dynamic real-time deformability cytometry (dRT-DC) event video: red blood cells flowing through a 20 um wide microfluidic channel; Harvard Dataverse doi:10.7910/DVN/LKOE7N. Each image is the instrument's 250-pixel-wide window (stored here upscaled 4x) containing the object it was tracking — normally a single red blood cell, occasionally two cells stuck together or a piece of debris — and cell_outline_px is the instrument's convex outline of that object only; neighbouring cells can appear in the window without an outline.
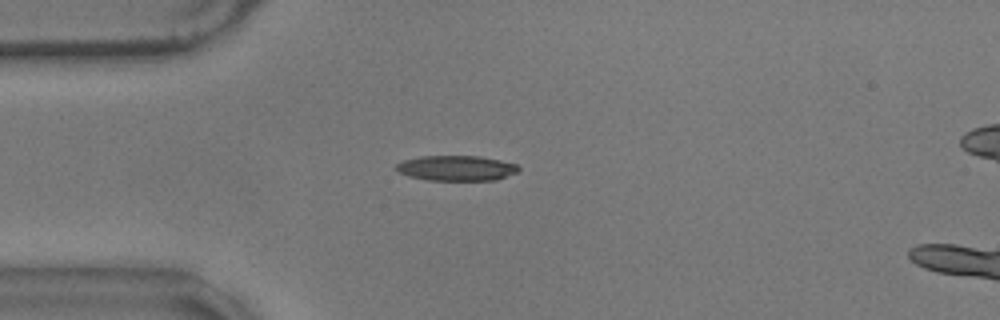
{"species": "common noctule bat (a hibernating species)", "species_latin": "Nyctalus noctula", "temperature_condition": "warm", "stored_images_in_passage": 47, "camera_frame_rate_fps": 3000, "um_per_image_px": 0.085, "animal": {"sex": "male", "body_mass_g": 17.9}, "frame": {"image": 1, "passage_image": 3, "time_ms": 0.667, "image_size_px": [1000, 320], "cell_outline_px": [[520, 168], [516, 172], [496, 180], [428, 180], [408, 176], [392, 168], [396, 164], [404, 160], [420, 156], [480, 156], [500, 160], [516, 164]], "centroid_in_image_um": [38.76, 14.29], "position_along_channel_um": 46.2, "area_um2": 17.98}}
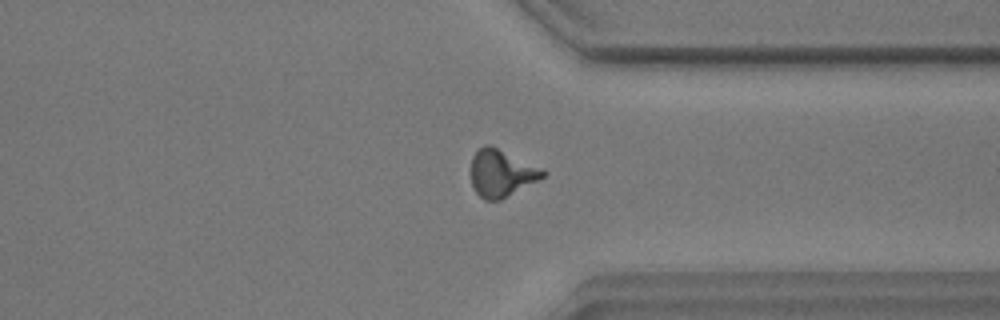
{"frame": {"image": 2, "passage_image": 32, "time_ms": 10.333, "image_size_px": [1000, 320], "cell_outline_px": [[548, 172], [544, 176], [500, 200], [484, 200], [476, 192], [472, 184], [472, 156], [484, 144], [492, 144], [544, 168]], "centroid_in_image_um": [42.64, 14.68], "position_along_channel_um": 368.8, "area_um2": 19.83}}
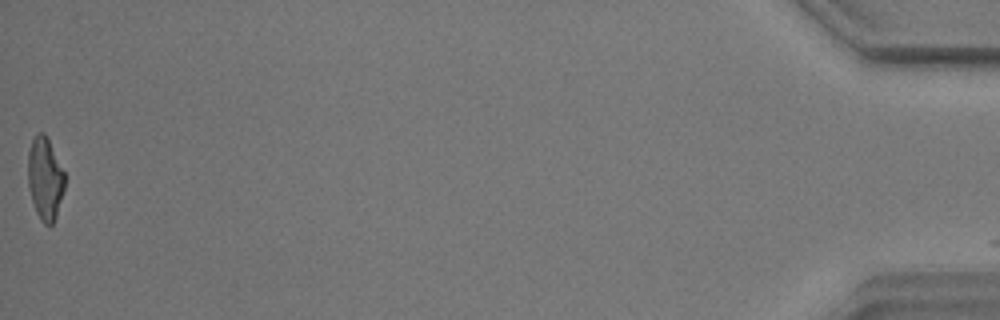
{"frame": {"image": 3, "passage_image": 46, "time_ms": 15.0, "image_size_px": [1000, 320], "cell_outline_px": [[64, 188], [56, 216], [52, 224], [48, 228], [40, 220], [36, 212], [28, 188], [28, 152], [32, 140], [40, 132], [44, 132], [64, 172]], "centroid_in_image_um": [3.81, 15.23], "position_along_channel_um": 431.4, "area_um2": 17.46}}